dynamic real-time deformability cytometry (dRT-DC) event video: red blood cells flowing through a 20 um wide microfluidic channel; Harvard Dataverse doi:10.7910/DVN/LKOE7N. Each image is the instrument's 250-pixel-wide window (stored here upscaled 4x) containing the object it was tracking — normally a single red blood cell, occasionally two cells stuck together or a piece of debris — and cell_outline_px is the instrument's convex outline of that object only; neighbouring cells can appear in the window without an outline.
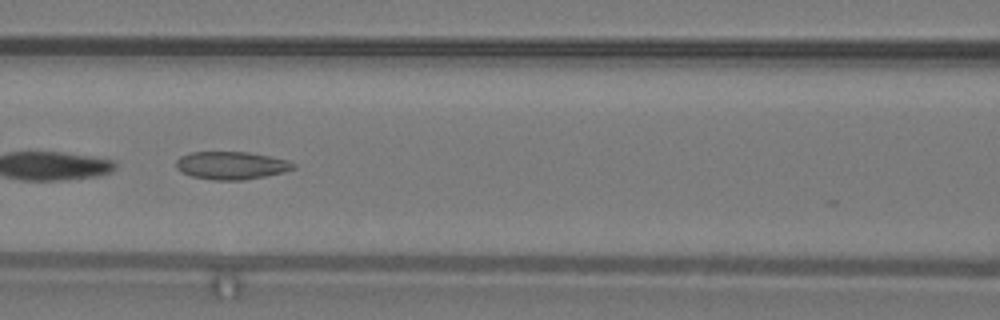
{"species": "common noctule bat (a hibernating species)", "species_latin": "Nyctalus noctula", "temperature_condition": "warm", "stored_images_in_passage": 14, "camera_frame_rate_fps": 3000, "um_per_image_px": 0.085, "animal": {"sex": "male", "body_mass_g": 19.2, "forearm_length_mm": 51.8}, "frame": {"image": 1, "passage_image": 8, "time_ms": 2.333, "image_size_px": [1000, 320], "cell_outline_px": [[296, 168], [284, 172], [244, 180], [212, 180], [192, 176], [180, 172], [176, 168], [176, 160], [180, 156], [192, 152], [248, 152], [288, 160], [296, 164]], "centroid_in_image_um": [19.65, 14.06], "position_along_channel_um": 146.9, "area_um2": 19.07}}